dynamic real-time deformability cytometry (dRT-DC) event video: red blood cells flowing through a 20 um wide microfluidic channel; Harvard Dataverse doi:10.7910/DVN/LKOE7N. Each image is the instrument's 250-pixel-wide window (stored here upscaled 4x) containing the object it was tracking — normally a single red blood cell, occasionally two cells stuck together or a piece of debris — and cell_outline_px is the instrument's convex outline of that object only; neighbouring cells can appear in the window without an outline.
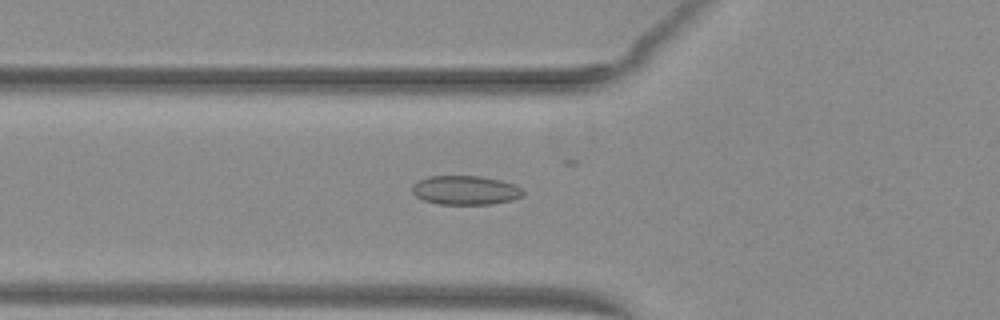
{"species": "common noctule bat (a hibernating species)", "species_latin": "Nyctalus noctula", "temperature_condition": "warm", "stored_images_in_passage": 52, "camera_frame_rate_fps": 3000, "um_per_image_px": 0.085, "animal": {"sex": "female", "body_mass_g": 29.2, "forearm_length_mm": 56.3}, "frame": {"image": 1, "passage_image": 19, "time_ms": 6.0, "image_size_px": [1000, 320], "cell_outline_px": [[524, 196], [512, 200], [492, 204], [436, 204], [424, 200], [416, 196], [412, 192], [412, 184], [416, 180], [428, 176], [480, 176], [500, 180], [516, 184], [524, 192]], "centroid_in_image_um": [39.55, 16.16], "position_along_channel_um": 86.3, "area_um2": 19.02}}
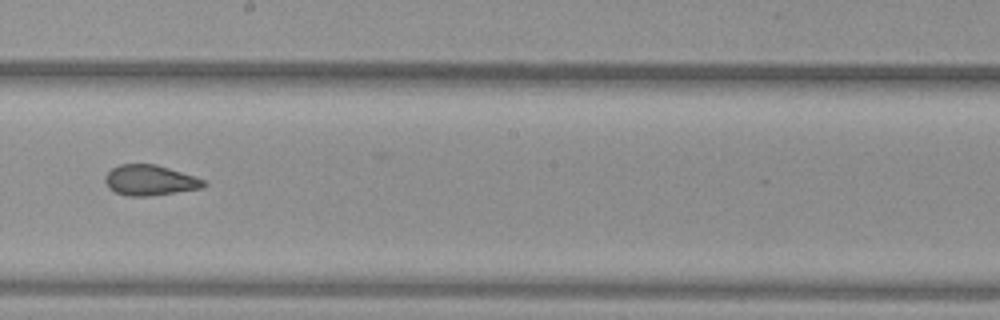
{"frame": {"image": 2, "passage_image": 30, "time_ms": 9.667, "image_size_px": [1000, 320], "cell_outline_px": [[208, 184], [204, 188], [148, 196], [128, 196], [116, 192], [108, 188], [104, 180], [104, 176], [112, 168], [120, 164], [156, 164], [204, 180]], "centroid_in_image_um": [12.72, 15.33], "position_along_channel_um": 235.5, "area_um2": 17.4}}
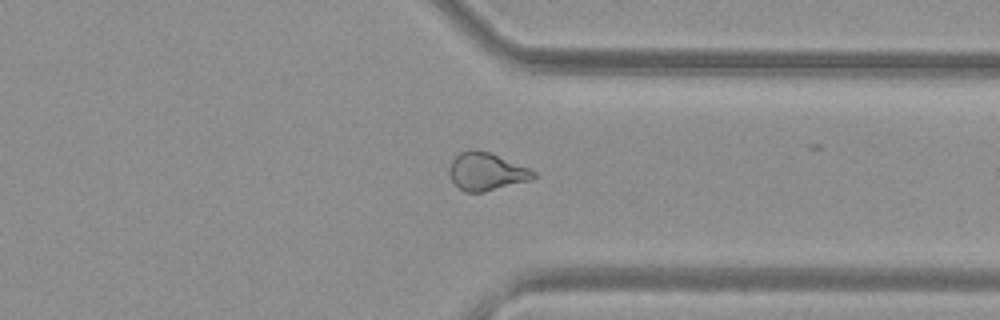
{"frame": {"image": 3, "passage_image": 40, "time_ms": 13.0, "image_size_px": [1000, 320], "cell_outline_px": [[536, 176], [532, 180], [484, 192], [464, 192], [452, 180], [448, 172], [448, 168], [452, 160], [460, 152], [472, 148], [488, 152], [528, 168], [536, 172]], "centroid_in_image_um": [41.33, 14.59], "position_along_channel_um": 370.1, "area_um2": 18.44}, "authors_computed_cell_mechanics": {"area_um2": 19.363, "velocity_mm_per_s": 4.0504, "shape_relaxation_time_tau1_ms": null, "shape_relaxation_time_tau2_ms": 1.4106, "deformation_change_tau1": null, "deformation_change_tau2": 0.069}}